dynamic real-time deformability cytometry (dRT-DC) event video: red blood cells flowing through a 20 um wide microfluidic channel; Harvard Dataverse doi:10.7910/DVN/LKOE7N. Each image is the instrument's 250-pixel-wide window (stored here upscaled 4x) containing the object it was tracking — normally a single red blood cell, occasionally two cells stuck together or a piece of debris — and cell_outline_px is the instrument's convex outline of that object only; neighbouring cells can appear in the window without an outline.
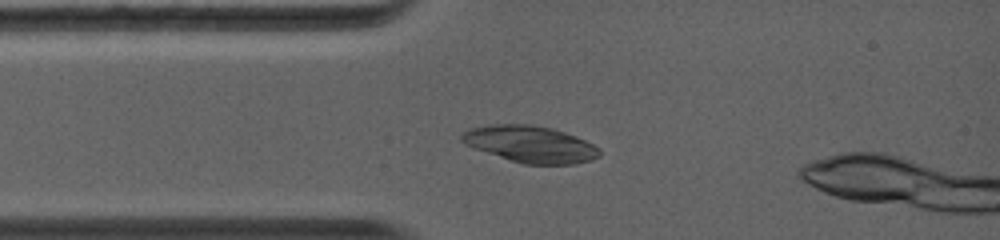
{"species": "common noctule bat (a hibernating species)", "species_latin": "Nyctalus noctula", "temperature_condition": "warm", "stored_images_in_passage": 10, "camera_frame_rate_fps": 5000, "um_per_image_px": 0.085, "animal": {"sex": "female", "body_mass_g": 19.0, "forearm_length_mm": 56.7}, "frame": {"image": 1, "passage_image": 4, "time_ms": 2.2, "image_size_px": [1000, 240], "cell_outline_px": [[600, 156], [588, 160], [572, 164], [524, 164], [464, 144], [460, 140], [460, 136], [468, 128], [492, 124], [532, 124], [552, 128], [576, 136], [600, 148]], "centroid_in_image_um": [45.07, 12.23], "position_along_channel_um": 39.9, "area_um2": 29.13}}
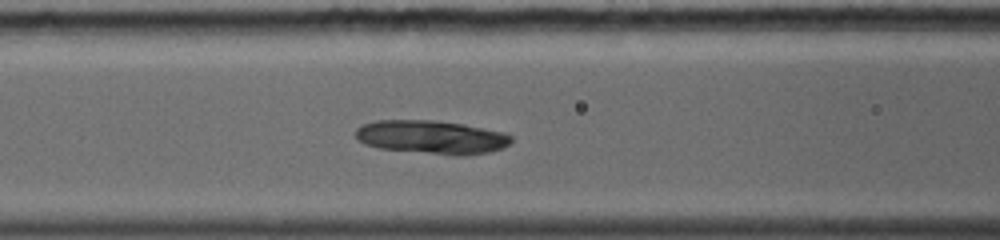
{"frame": {"image": 2, "passage_image": 7, "time_ms": 4.4, "image_size_px": [1000, 240], "cell_outline_px": [[512, 140], [504, 148], [492, 152], [464, 156], [456, 156], [380, 148], [364, 144], [356, 140], [356, 128], [364, 124], [376, 120], [432, 120], [464, 124], [500, 132], [512, 136]], "centroid_in_image_um": [36.68, 11.67], "position_along_channel_um": 129.9, "area_um2": 30.52}}
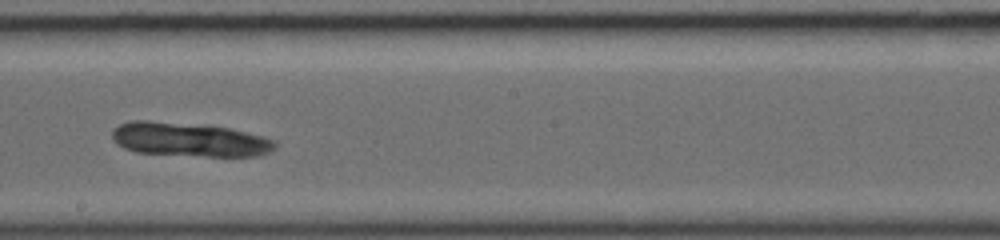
{"frame": {"image": 3, "passage_image": 10, "time_ms": 6.8, "image_size_px": [1000, 240], "cell_outline_px": [[276, 148], [260, 156], [208, 156], [136, 152], [124, 148], [116, 144], [112, 140], [112, 132], [120, 124], [132, 120], [148, 120], [208, 124], [228, 128], [276, 140]], "centroid_in_image_um": [16.08, 11.84], "position_along_channel_um": 232.1, "area_um2": 32.43}}